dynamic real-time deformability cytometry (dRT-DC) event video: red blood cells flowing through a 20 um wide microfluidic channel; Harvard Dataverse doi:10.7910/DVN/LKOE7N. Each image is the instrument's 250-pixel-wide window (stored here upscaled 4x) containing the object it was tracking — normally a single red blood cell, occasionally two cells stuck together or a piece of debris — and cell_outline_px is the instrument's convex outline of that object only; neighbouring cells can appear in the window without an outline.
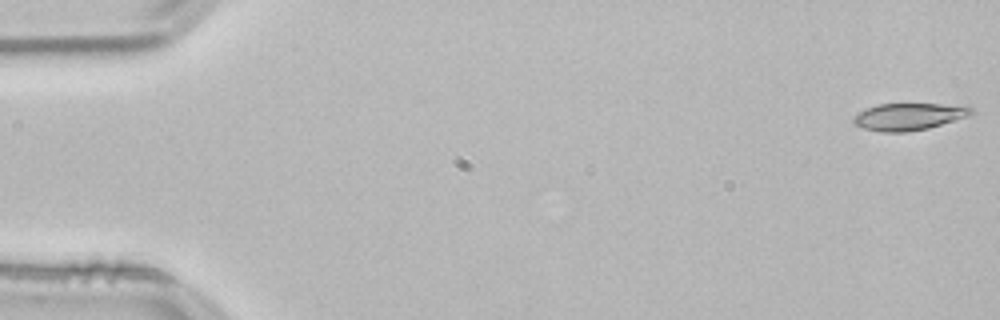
{"species": "common noctule bat (a hibernating species)", "species_latin": "Nyctalus noctula", "temperature_condition": "room temperature", "stored_images_in_passage": 11, "camera_frame_rate_fps": 3000, "um_per_image_px": 0.085, "animal": {"sex": "male", "body_mass_g": 21.5, "forearm_length_mm": 52.0}, "frame": {"image": 1, "passage_image": 1, "time_ms": 0.0, "image_size_px": [1000, 320], "cell_outline_px": [[976, 112], [928, 128], [908, 132], [880, 132], [864, 128], [852, 124], [852, 116], [876, 104], [968, 104]], "centroid_in_image_um": [77.23, 9.9], "position_along_channel_um": 7.8, "area_um2": 18.61}}